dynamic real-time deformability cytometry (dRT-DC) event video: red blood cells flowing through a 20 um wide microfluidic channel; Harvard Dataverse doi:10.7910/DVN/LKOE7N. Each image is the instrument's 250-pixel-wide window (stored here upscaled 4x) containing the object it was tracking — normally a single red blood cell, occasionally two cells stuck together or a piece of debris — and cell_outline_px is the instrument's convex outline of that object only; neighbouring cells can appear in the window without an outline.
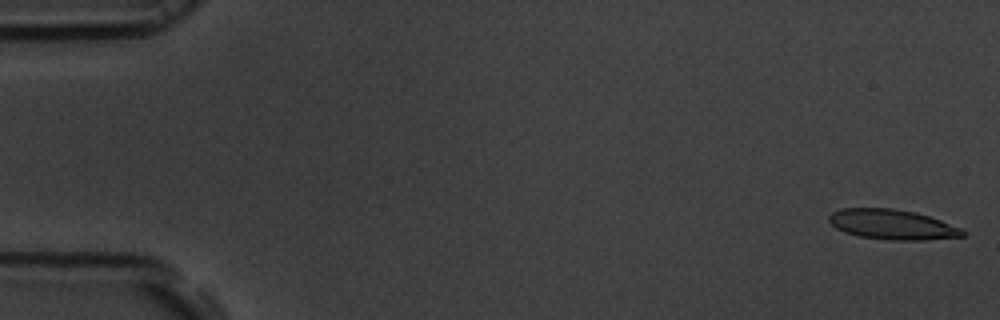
{"species": "common noctule bat (a hibernating species)", "species_latin": "Nyctalus noctula", "temperature_condition": "room temperature", "stored_images_in_passage": 48, "camera_frame_rate_fps": 3000, "um_per_image_px": 0.085, "animal": {"sex": "male", "body_mass_g": 19.5, "forearm_length_mm": 54.6}, "frame": {"image": 1, "passage_image": 1, "time_ms": 0.0, "image_size_px": [1000, 320], "cell_outline_px": [[964, 236], [924, 240], [892, 240], [860, 236], [844, 232], [836, 228], [828, 220], [828, 216], [832, 212], [840, 208], [892, 208], [916, 212], [940, 220], [960, 228], [964, 232]], "centroid_in_image_um": [75.8, 19.07], "position_along_channel_um": 9.2, "area_um2": 23.24}}
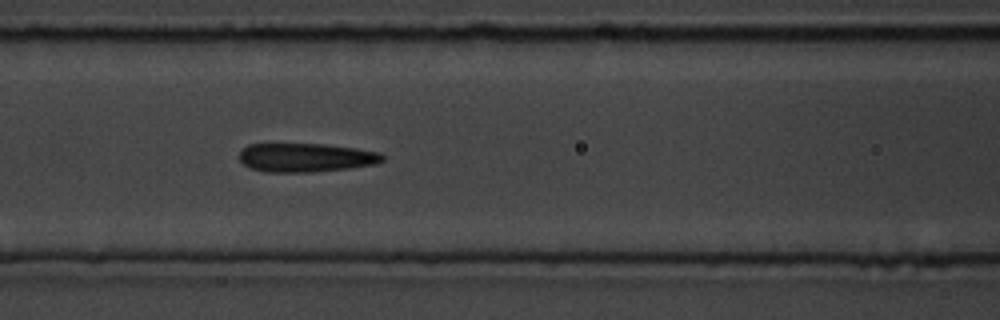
{"frame": {"image": 2, "passage_image": 23, "time_ms": 7.333, "image_size_px": [1000, 320], "cell_outline_px": [[384, 160], [376, 164], [348, 168], [312, 172], [264, 172], [252, 168], [244, 164], [240, 160], [240, 152], [248, 144], [324, 144], [356, 148], [380, 152], [384, 156]], "centroid_in_image_um": [26.02, 13.39], "position_along_channel_um": 140.6, "area_um2": 23.99}}
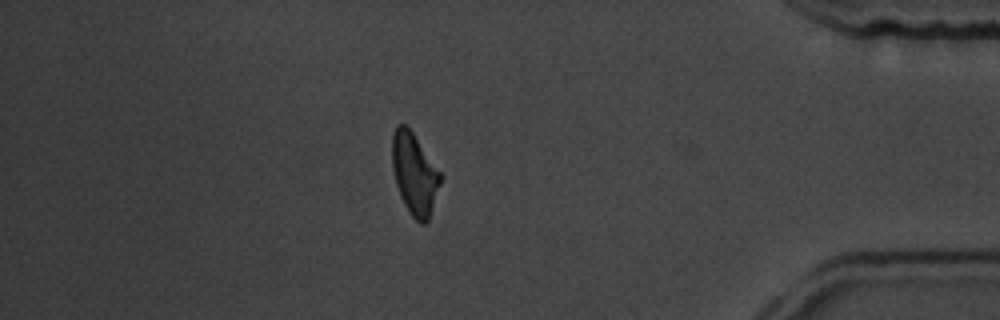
{"frame": {"image": 3, "passage_image": 47, "time_ms": 15.333, "image_size_px": [1000, 320], "cell_outline_px": [[440, 184], [428, 220], [424, 224], [420, 224], [412, 216], [404, 204], [400, 196], [396, 184], [392, 168], [392, 132], [396, 124], [404, 124], [412, 132], [440, 172]], "centroid_in_image_um": [35.19, 14.77], "position_along_channel_um": 400.0, "area_um2": 22.6}}